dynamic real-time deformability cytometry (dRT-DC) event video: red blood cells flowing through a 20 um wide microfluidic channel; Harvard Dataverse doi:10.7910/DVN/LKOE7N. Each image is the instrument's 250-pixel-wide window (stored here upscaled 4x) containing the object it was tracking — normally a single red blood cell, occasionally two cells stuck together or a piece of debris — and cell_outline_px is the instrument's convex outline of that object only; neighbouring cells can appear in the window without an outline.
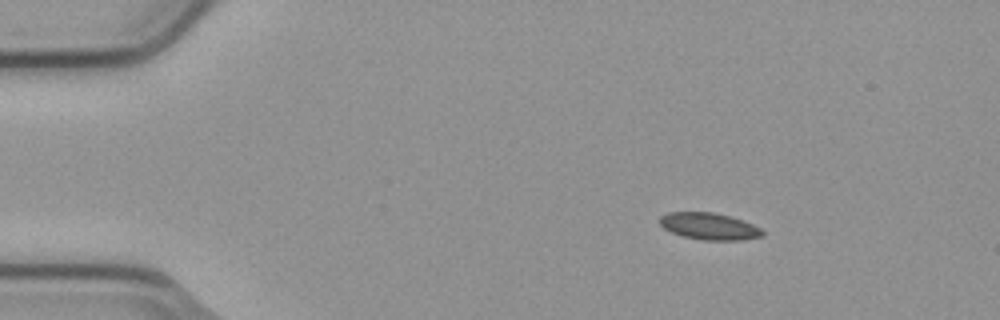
{"species": "common noctule bat (a hibernating species)", "species_latin": "Nyctalus noctula", "temperature_condition": "cold", "stored_images_in_passage": 3, "camera_frame_rate_fps": 3000, "um_per_image_px": 0.085, "animal": {"sex": "male", "body_mass_g": 23.1, "forearm_length_mm": 52.7}, "frame": {"image": 1, "passage_image": 1, "time_ms": 0.0, "image_size_px": [1000, 320], "cell_outline_px": [[764, 236], [740, 240], [704, 240], [684, 236], [672, 232], [664, 228], [660, 224], [660, 216], [668, 212], [712, 212], [728, 216], [752, 224], [760, 228], [764, 232]], "centroid_in_image_um": [60.28, 19.23], "position_along_channel_um": 24.7, "area_um2": 15.84}}